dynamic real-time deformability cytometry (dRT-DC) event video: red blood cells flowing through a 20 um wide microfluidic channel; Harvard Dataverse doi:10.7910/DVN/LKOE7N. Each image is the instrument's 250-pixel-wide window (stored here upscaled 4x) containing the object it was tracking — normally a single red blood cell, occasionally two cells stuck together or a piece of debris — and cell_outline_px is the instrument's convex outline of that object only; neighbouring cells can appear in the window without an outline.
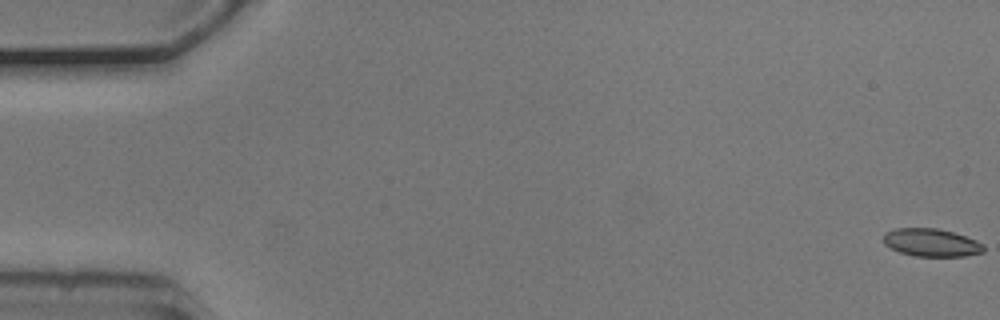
{"species": "common noctule bat (a hibernating species)", "species_latin": "Nyctalus noctula", "temperature_condition": "cold", "stored_images_in_passage": 9, "camera_frame_rate_fps": 3000, "um_per_image_px": 0.085, "animal": {"sex": "male", "body_mass_g": 20.5, "forearm_length_mm": 52.5}, "frame": {"image": 1, "passage_image": 1, "time_ms": 0.0, "image_size_px": [1000, 320], "cell_outline_px": [[984, 252], [964, 256], [916, 256], [900, 252], [884, 244], [884, 232], [896, 228], [936, 228], [952, 232], [976, 240], [984, 244]], "centroid_in_image_um": [79.17, 20.62], "position_along_channel_um": 5.8, "area_um2": 16.18}}